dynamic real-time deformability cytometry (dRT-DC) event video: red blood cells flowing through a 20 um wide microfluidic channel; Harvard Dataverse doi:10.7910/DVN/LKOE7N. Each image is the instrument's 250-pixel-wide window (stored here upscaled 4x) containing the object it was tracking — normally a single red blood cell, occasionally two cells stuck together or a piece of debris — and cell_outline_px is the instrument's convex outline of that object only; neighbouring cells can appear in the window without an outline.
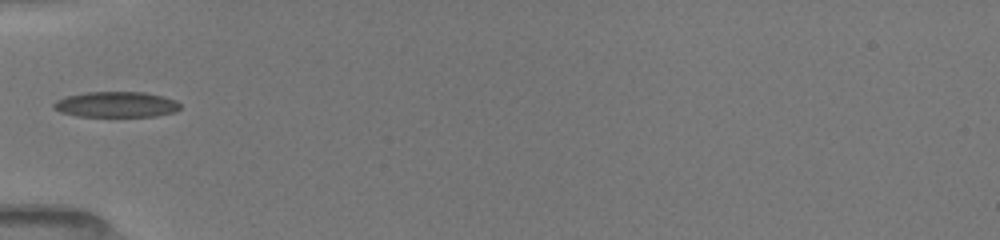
{"species": "common noctule bat (a hibernating species)", "species_latin": "Nyctalus noctula", "temperature_condition": "room temperature", "stored_images_in_passage": 3, "camera_frame_rate_fps": 3000, "um_per_image_px": 0.085, "animal": {"sex": "female", "body_mass_g": 19.5, "forearm_length_mm": 54.1}, "frame": {"image": 1, "passage_image": 1, "time_ms": 0.0, "image_size_px": [1000, 240], "cell_outline_px": [[180, 108], [176, 112], [156, 116], [76, 116], [60, 112], [52, 108], [52, 104], [56, 100], [68, 96], [88, 92], [144, 92], [164, 96], [176, 100], [180, 104]], "centroid_in_image_um": [9.89, 8.88], "position_along_channel_um": 75.1, "area_um2": 18.96}}